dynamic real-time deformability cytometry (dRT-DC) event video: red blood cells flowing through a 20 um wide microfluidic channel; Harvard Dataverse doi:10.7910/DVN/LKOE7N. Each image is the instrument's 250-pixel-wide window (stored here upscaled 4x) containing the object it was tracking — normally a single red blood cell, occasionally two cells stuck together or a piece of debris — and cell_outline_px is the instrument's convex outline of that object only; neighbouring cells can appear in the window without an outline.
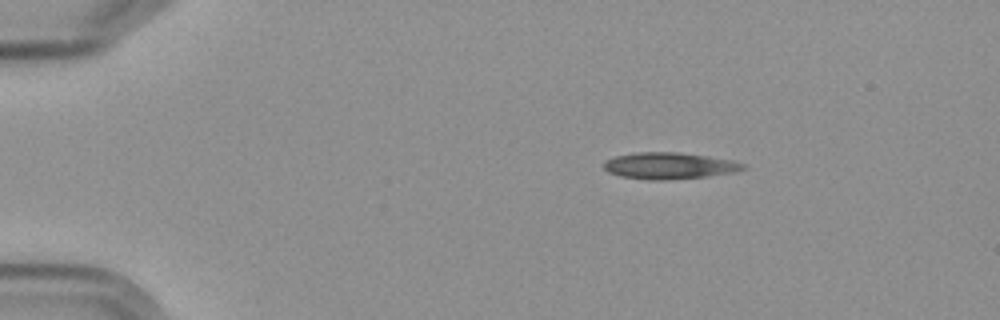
{"species": "Egyptian fruit bat (a non-hibernating species)", "species_latin": "Rousettus aegyptiacus", "temperature_condition": "cold", "stored_images_in_passage": 3, "camera_frame_rate_fps": 3000, "um_per_image_px": 0.085, "frame": {"image": 1, "passage_image": 1, "time_ms": 0.0, "image_size_px": [1000, 320], "cell_outline_px": [[744, 168], [736, 172], [708, 176], [664, 180], [644, 180], [620, 176], [608, 172], [604, 168], [604, 160], [616, 156], [636, 152], [680, 152], [708, 156], [732, 160], [744, 164]], "centroid_in_image_um": [56.86, 14.09], "position_along_channel_um": 28.1, "area_um2": 21.62}}